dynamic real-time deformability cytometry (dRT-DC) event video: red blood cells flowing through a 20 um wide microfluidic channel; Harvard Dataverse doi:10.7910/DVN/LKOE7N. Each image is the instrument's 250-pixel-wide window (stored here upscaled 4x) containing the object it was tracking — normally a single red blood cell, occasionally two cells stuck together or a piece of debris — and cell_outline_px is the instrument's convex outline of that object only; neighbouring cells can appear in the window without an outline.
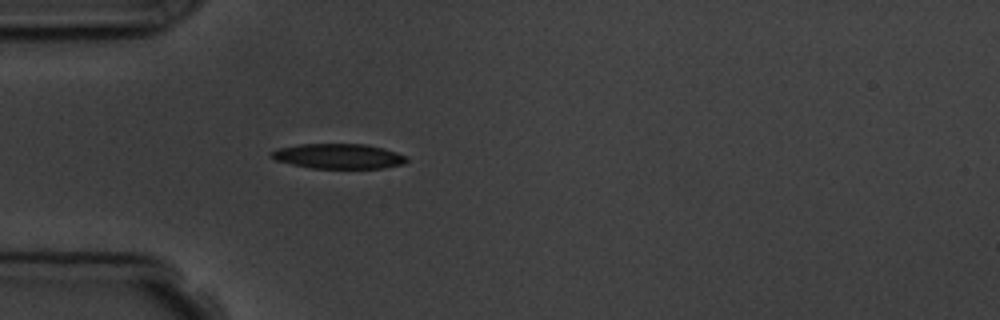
{"species": "common noctule bat (a hibernating species)", "species_latin": "Nyctalus noctula", "temperature_condition": "room temperature", "stored_images_in_passage": 1, "camera_frame_rate_fps": 3000, "um_per_image_px": 0.085, "animal": {"sex": "male", "body_mass_g": 19.5, "forearm_length_mm": 54.6}, "frame": {"image": 1, "passage_image": 1, "time_ms": 0.0, "image_size_px": [1000, 320], "cell_outline_px": [[408, 160], [404, 164], [384, 168], [312, 168], [292, 164], [276, 160], [268, 156], [268, 152], [276, 148], [300, 144], [364, 144], [384, 148], [408, 156]], "centroid_in_image_um": [28.76, 13.27], "position_along_channel_um": 56.2, "area_um2": 19.88}}